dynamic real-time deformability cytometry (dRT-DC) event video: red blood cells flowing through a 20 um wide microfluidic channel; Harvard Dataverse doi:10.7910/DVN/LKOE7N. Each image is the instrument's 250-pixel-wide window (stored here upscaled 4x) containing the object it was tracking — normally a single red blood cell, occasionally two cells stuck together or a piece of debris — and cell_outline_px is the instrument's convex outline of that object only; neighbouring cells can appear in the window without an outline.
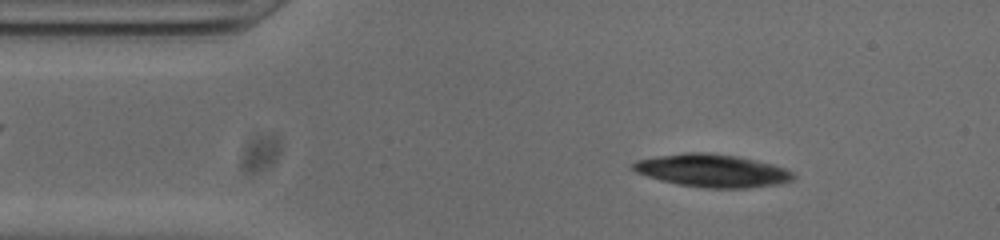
{"species": "common noctule bat (a hibernating species)", "species_latin": "Nyctalus noctula", "temperature_condition": "cold", "stored_images_in_passage": 33, "camera_frame_rate_fps": 3000, "um_per_image_px": 0.085, "animal": {"sex": "male", "body_mass_g": 20.0, "forearm_length_mm": 53.3}, "frame": {"image": 1, "passage_image": 5, "time_ms": 1.333, "image_size_px": [1000, 240], "cell_outline_px": [[796, 176], [792, 180], [776, 184], [748, 188], [708, 188], [676, 184], [660, 180], [636, 172], [632, 168], [632, 164], [636, 160], [660, 156], [688, 152], [704, 152], [736, 156], [772, 164], [784, 168], [792, 172]], "centroid_in_image_um": [60.53, 14.51], "position_along_channel_um": 24.5, "area_um2": 30.35}}